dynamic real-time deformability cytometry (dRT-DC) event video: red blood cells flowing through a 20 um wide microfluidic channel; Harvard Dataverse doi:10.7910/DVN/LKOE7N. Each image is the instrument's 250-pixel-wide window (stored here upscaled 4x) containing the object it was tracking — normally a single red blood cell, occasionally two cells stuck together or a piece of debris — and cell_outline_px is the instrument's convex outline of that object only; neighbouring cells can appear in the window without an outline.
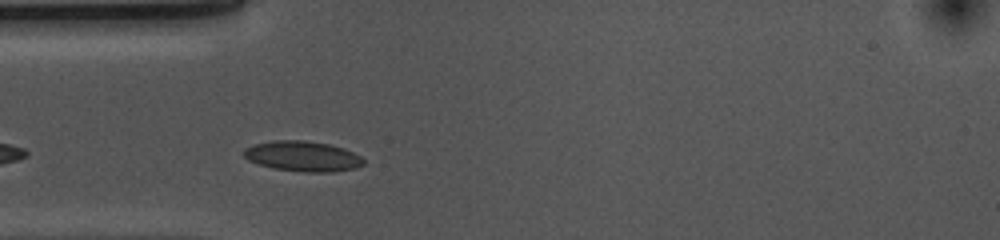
{"species": "common noctule bat (a hibernating species)", "species_latin": "Nyctalus noctula", "temperature_condition": "cold", "stored_images_in_passage": 10, "camera_frame_rate_fps": 3000, "um_per_image_px": 0.085, "animal": {"sex": "female", "body_mass_g": 10.0, "forearm_length_mm": 53.1}, "frame": {"image": 1, "passage_image": 4, "time_ms": 1.0, "image_size_px": [1000, 240], "cell_outline_px": [[364, 164], [356, 168], [332, 172], [304, 172], [272, 168], [248, 160], [244, 156], [244, 148], [252, 144], [272, 140], [304, 140], [328, 144], [344, 148], [360, 156], [364, 160]], "centroid_in_image_um": [25.71, 13.28], "position_along_channel_um": 59.3, "area_um2": 21.21}}